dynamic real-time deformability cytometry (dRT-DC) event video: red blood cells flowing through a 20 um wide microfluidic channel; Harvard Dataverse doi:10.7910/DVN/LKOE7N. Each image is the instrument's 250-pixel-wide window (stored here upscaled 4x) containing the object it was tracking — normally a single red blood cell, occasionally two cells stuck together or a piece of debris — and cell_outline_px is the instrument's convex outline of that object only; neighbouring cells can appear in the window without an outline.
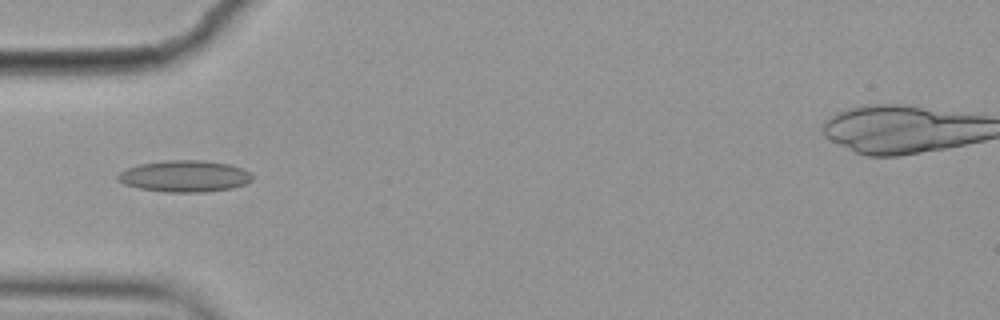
{"species": "common noctule bat (a hibernating species)", "species_latin": "Nyctalus noctula", "temperature_condition": "cold", "stored_images_in_passage": 10, "camera_frame_rate_fps": 3000, "um_per_image_px": 0.085, "animal": {"sex": "female", "body_mass_g": 19.9}, "frame": {"image": 1, "passage_image": 6, "time_ms": 1.667, "image_size_px": [1000, 320], "cell_outline_px": [[252, 180], [244, 184], [232, 188], [204, 192], [168, 192], [140, 188], [124, 184], [116, 176], [120, 172], [128, 168], [140, 164], [164, 160], [204, 160], [228, 164], [240, 168], [248, 172], [252, 176]], "centroid_in_image_um": [15.69, 14.97], "position_along_channel_um": 69.3, "area_um2": 24.45}}
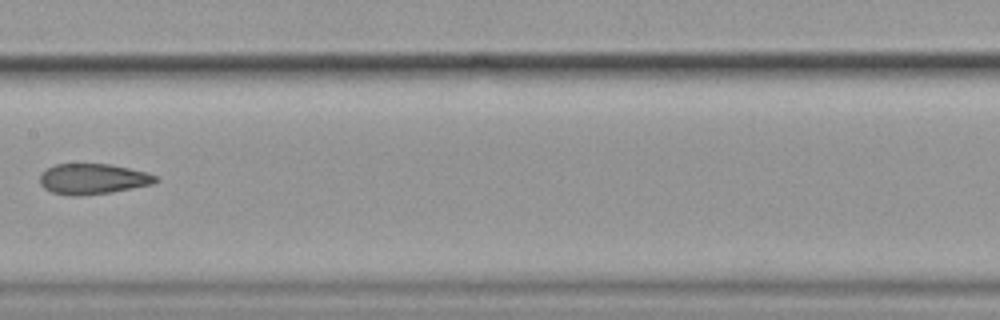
{"frame": {"image": 2, "passage_image": 9, "time_ms": 2.667, "image_size_px": [1000, 320], "cell_outline_px": [[160, 180], [152, 184], [112, 192], [80, 196], [72, 196], [52, 192], [44, 188], [40, 184], [40, 176], [48, 168], [56, 164], [112, 164], [148, 172], [156, 176]], "centroid_in_image_um": [7.92, 15.21], "position_along_channel_um": 199.5, "area_um2": 20.63}}
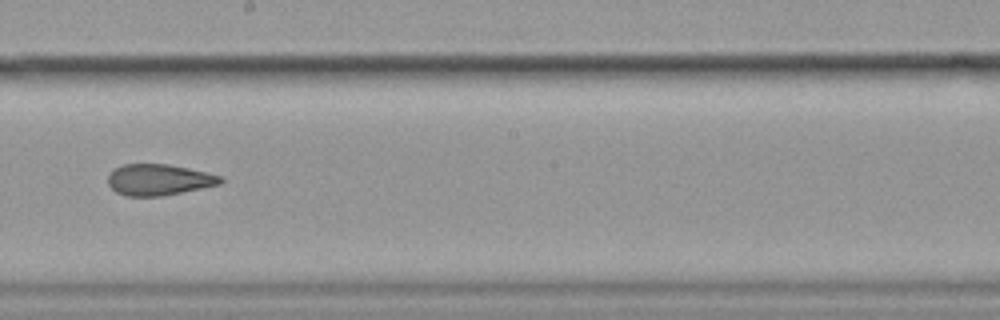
{"frame": {"image": 3, "passage_image": 10, "time_ms": 3.0, "image_size_px": [1000, 320], "cell_outline_px": [[224, 180], [220, 184], [160, 196], [128, 196], [116, 192], [108, 184], [108, 176], [116, 168], [124, 164], [168, 164], [188, 168], [220, 176]], "centroid_in_image_um": [13.48, 15.27], "position_along_channel_um": 234.7, "area_um2": 20.06}}